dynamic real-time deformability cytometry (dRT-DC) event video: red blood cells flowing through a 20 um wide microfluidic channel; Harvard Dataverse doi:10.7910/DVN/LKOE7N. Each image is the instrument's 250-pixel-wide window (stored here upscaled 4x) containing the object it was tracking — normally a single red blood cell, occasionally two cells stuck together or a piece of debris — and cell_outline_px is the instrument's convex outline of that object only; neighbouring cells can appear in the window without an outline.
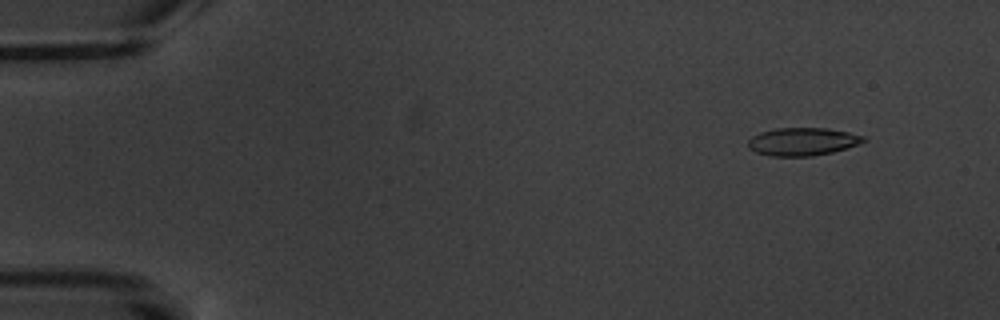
{"species": "common noctule bat (a hibernating species)", "species_latin": "Nyctalus noctula", "temperature_condition": "warm", "stored_images_in_passage": 11, "camera_frame_rate_fps": 3000, "um_per_image_px": 0.085, "animal": {"sex": "male", "body_mass_g": 20.1, "forearm_length_mm": 53.5}, "frame": {"image": 1, "passage_image": 1, "time_ms": 0.0, "image_size_px": [1000, 320], "cell_outline_px": [[868, 140], [860, 144], [832, 152], [812, 156], [772, 156], [756, 152], [748, 148], [748, 140], [752, 136], [760, 132], [776, 128], [828, 128], [848, 132], [864, 136]], "centroid_in_image_um": [68.22, 12.03], "position_along_channel_um": 16.8, "area_um2": 18.84}}
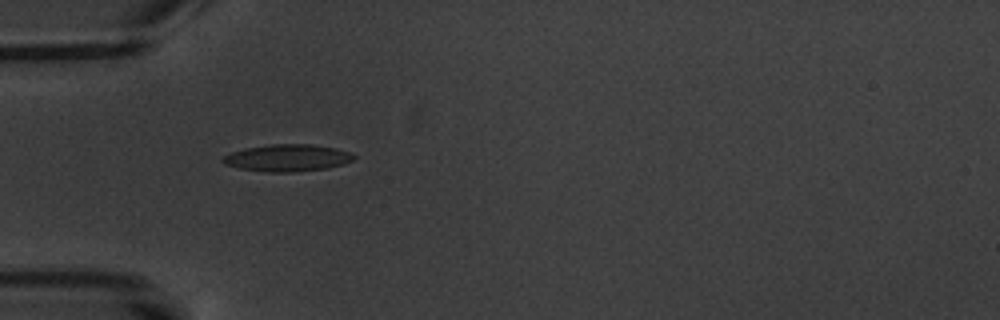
{"frame": {"image": 2, "passage_image": 4, "time_ms": 4.333, "image_size_px": [1000, 320], "cell_outline_px": [[356, 156], [352, 160], [344, 164], [328, 168], [292, 172], [268, 172], [240, 168], [224, 164], [220, 160], [224, 156], [232, 152], [244, 148], [272, 144], [312, 144], [336, 148], [348, 152]], "centroid_in_image_um": [24.42, 13.42], "position_along_channel_um": 60.6, "area_um2": 20.58}}